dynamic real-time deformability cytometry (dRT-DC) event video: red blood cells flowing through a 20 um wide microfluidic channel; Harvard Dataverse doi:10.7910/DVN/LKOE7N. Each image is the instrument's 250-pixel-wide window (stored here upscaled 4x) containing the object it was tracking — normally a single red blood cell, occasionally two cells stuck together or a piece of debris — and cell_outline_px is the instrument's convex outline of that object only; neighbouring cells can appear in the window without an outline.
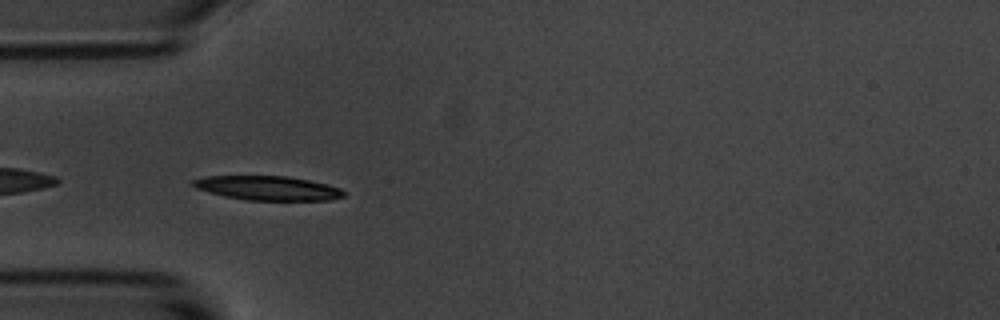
{"species": "common noctule bat (a hibernating species)", "species_latin": "Nyctalus noctula", "temperature_condition": "room temperature", "stored_images_in_passage": 5, "camera_frame_rate_fps": 3000, "um_per_image_px": 0.085, "animal": {"sex": "male", "body_mass_g": 20.1, "forearm_length_mm": 53.5}, "frame": {"image": 1, "passage_image": 5, "time_ms": 4.333, "image_size_px": [1000, 320], "cell_outline_px": [[344, 196], [328, 200], [248, 200], [224, 196], [196, 188], [188, 184], [188, 180], [208, 176], [284, 176], [308, 180], [328, 184], [340, 188], [344, 192]], "centroid_in_image_um": [22.7, 15.98], "position_along_channel_um": 62.3, "area_um2": 21.27}}